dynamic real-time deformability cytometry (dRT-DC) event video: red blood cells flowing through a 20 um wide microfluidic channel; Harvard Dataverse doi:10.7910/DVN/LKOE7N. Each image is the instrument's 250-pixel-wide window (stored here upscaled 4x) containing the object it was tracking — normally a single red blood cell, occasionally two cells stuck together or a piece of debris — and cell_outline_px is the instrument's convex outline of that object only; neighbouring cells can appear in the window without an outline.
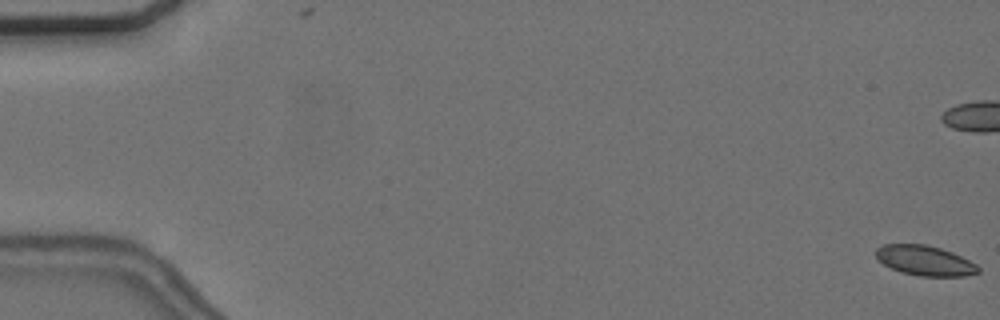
{"species": "common noctule bat (a hibernating species)", "species_latin": "Nyctalus noctula", "temperature_condition": "cold", "stored_images_in_passage": 15, "camera_frame_rate_fps": 3000, "um_per_image_px": 0.085, "animal": {"sex": "female", "body_mass_g": 24.6, "forearm_length_mm": 56.2}, "frame": {"image": 1, "passage_image": 1, "time_ms": 0.0, "image_size_px": [1000, 320], "cell_outline_px": [[980, 272], [964, 276], [920, 276], [900, 272], [884, 264], [876, 256], [876, 248], [884, 244], [924, 244], [940, 248], [952, 252], [976, 264], [980, 268]], "centroid_in_image_um": [78.62, 22.15], "position_along_channel_um": 6.4, "area_um2": 17.74}}